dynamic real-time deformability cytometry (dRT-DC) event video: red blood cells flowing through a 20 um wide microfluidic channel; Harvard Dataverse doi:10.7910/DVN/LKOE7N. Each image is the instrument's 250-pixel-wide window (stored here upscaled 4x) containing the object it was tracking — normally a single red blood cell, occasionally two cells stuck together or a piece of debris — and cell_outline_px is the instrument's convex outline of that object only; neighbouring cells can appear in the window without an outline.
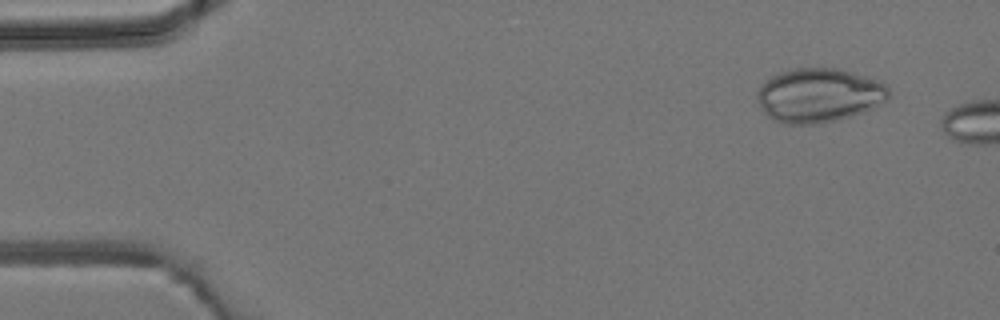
{"species": "common noctule bat (a hibernating species)", "species_latin": "Nyctalus noctula", "temperature_condition": "room temperature", "stored_images_in_passage": 2, "camera_frame_rate_fps": 3000, "um_per_image_px": 0.085, "animal": {"sex": "male", "body_mass_g": 19.2, "forearm_length_mm": 51.8}, "frame": {"image": 1, "passage_image": 1, "time_ms": 0.0, "image_size_px": [1000, 320], "cell_outline_px": [[888, 100], [872, 108], [836, 120], [820, 124], [784, 124], [772, 120], [764, 112], [756, 96], [760, 88], [772, 76], [780, 72], [796, 68], [836, 68], [852, 72], [880, 80], [888, 84]], "centroid_in_image_um": [69.63, 8.1], "position_along_channel_um": 15.4, "area_um2": 41.33}}